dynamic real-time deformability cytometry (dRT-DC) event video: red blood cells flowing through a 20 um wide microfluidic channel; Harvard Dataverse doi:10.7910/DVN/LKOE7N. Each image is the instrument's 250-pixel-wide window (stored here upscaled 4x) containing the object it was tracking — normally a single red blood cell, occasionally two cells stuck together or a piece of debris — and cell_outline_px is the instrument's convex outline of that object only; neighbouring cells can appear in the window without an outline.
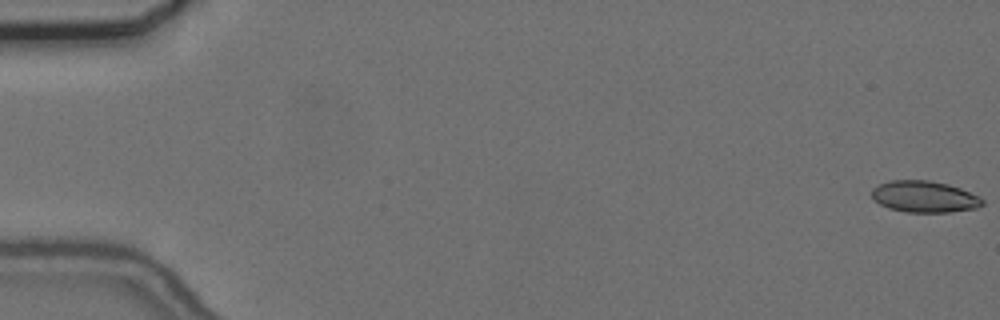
{"species": "common noctule bat (a hibernating species)", "species_latin": "Nyctalus noctula", "temperature_condition": "cold", "stored_images_in_passage": 56, "camera_frame_rate_fps": 3000, "um_per_image_px": 0.085, "animal": {"sex": "female", "body_mass_g": 24.6, "forearm_length_mm": 56.2}, "frame": {"image": 1, "passage_image": 1, "time_ms": 0.0, "image_size_px": [1000, 320], "cell_outline_px": [[984, 204], [976, 208], [948, 212], [908, 212], [888, 208], [880, 204], [872, 196], [872, 188], [888, 180], [928, 180], [948, 184], [960, 188], [980, 196], [984, 200]], "centroid_in_image_um": [78.59, 16.71], "position_along_channel_um": 6.4, "area_um2": 20.29}}
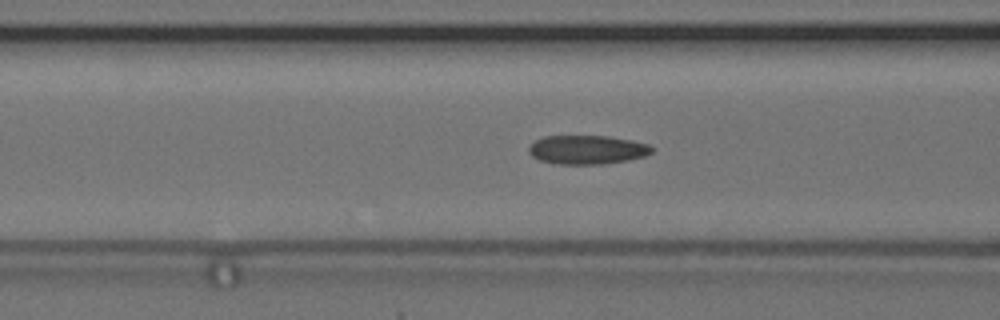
{"frame": {"image": 2, "passage_image": 23, "time_ms": 7.333, "image_size_px": [1000, 320], "cell_outline_px": [[656, 148], [652, 152], [644, 156], [628, 160], [604, 164], [552, 164], [540, 160], [532, 156], [528, 152], [528, 148], [536, 140], [544, 136], [608, 136], [632, 140], [648, 144]], "centroid_in_image_um": [49.92, 12.73], "position_along_channel_um": 116.7, "area_um2": 20.87}}
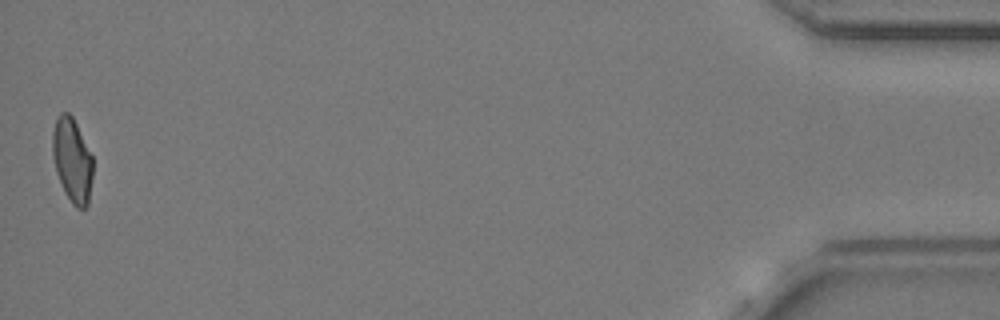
{"frame": {"image": 3, "passage_image": 56, "time_ms": 18.333, "image_size_px": [1000, 320], "cell_outline_px": [[92, 176], [88, 204], [84, 208], [76, 208], [72, 204], [64, 192], [56, 172], [52, 156], [52, 132], [56, 116], [60, 112], [68, 112], [72, 116], [92, 156]], "centroid_in_image_um": [6.11, 13.61], "position_along_channel_um": 429.1, "area_um2": 19.83}, "authors_computed_cell_mechanics": {"area_um2": 20.6635, "velocity_mm_per_s": 3.6911, "shape_relaxation_time_tau1_ms": null, "shape_relaxation_time_tau2_ms": 1.9919, "deformation_change_tau1": null, "deformation_change_tau2": 0.0941}}